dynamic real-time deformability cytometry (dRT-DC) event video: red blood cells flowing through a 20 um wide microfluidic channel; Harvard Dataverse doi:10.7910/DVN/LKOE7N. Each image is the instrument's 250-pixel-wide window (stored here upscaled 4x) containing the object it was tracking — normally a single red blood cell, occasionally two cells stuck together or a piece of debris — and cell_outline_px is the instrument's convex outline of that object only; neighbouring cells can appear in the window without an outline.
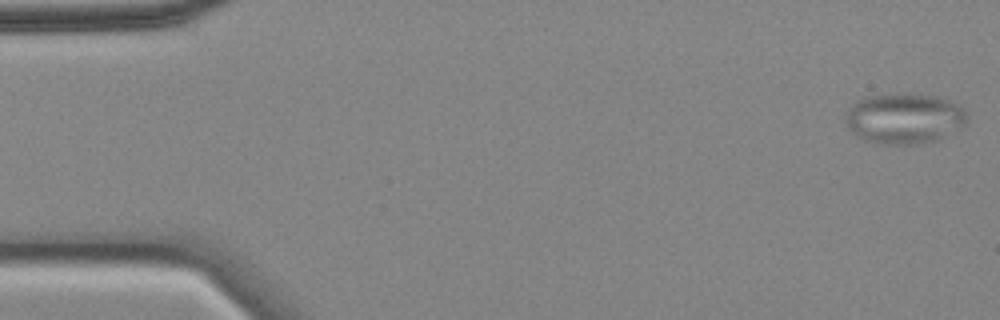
{"species": "common noctule bat (a hibernating species)", "species_latin": "Nyctalus noctula", "temperature_condition": "cold", "stored_images_in_passage": 56, "camera_frame_rate_fps": 3000, "um_per_image_px": 0.085, "animal": {"sex": "female", "body_mass_g": 18.4}, "frame": {"image": 1, "passage_image": 1, "time_ms": 0.0, "image_size_px": [1000, 320], "cell_outline_px": [[964, 124], [936, 140], [924, 144], [876, 144], [864, 140], [852, 132], [848, 128], [848, 108], [856, 100], [864, 96], [896, 92], [908, 92], [936, 96], [948, 100], [964, 108]], "centroid_in_image_um": [76.81, 10.04], "position_along_channel_um": 8.2, "area_um2": 35.89}}
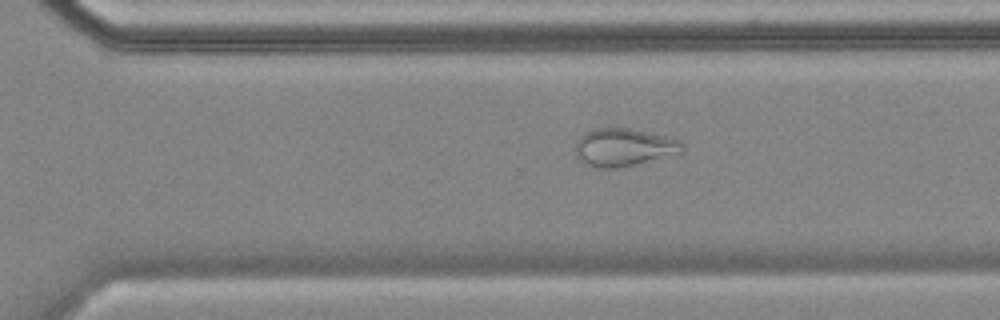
{"frame": {"image": 2, "passage_image": 38, "time_ms": 12.333, "image_size_px": [1000, 320], "cell_outline_px": [[684, 152], [616, 168], [596, 168], [580, 160], [576, 156], [576, 144], [580, 136], [584, 132], [592, 128], [632, 128], [680, 140], [684, 144]], "centroid_in_image_um": [53.01, 12.5], "position_along_channel_um": 317.6, "area_um2": 23.41}}
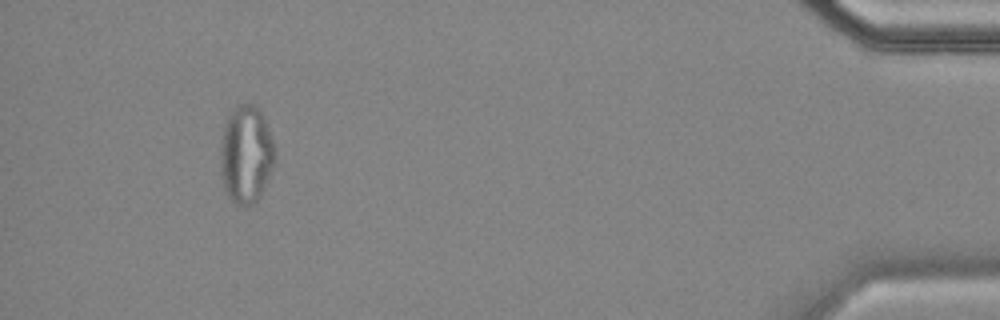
{"frame": {"image": 3, "passage_image": 52, "time_ms": 17.0, "image_size_px": [1000, 320], "cell_outline_px": [[276, 156], [268, 176], [256, 200], [252, 204], [236, 204], [228, 196], [224, 188], [220, 172], [220, 140], [224, 124], [232, 108], [236, 104], [252, 104], [264, 116], [272, 140]], "centroid_in_image_um": [20.87, 13.07], "position_along_channel_um": 414.3, "area_um2": 30.81}, "authors_computed_cell_mechanics": {"area_um2": 28.7266, "velocity_mm_per_s": 3.524, "shape_relaxation_time_tau1_ms": null, "shape_relaxation_time_tau2_ms": 5.2016, "deformation_change_tau1": null, "deformation_change_tau2": 0.1079}}